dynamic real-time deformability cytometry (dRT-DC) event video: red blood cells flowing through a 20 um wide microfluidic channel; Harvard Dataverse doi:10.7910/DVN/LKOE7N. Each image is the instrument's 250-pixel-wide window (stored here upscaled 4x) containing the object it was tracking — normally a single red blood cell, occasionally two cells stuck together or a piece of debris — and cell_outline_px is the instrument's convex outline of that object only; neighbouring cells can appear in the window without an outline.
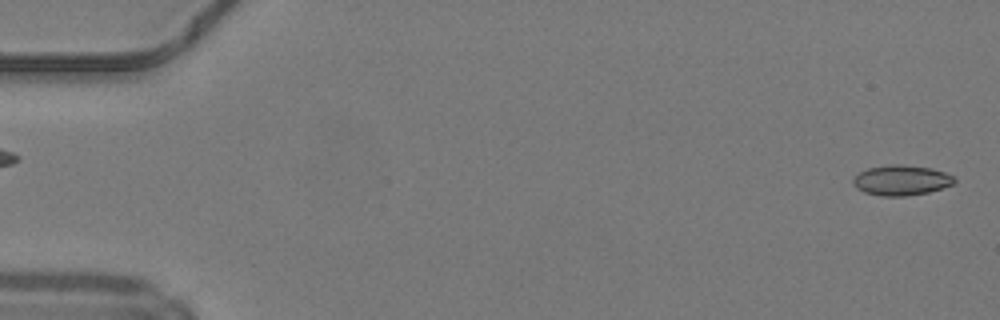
{"species": "common noctule bat (a hibernating species)", "species_latin": "Nyctalus noctula", "temperature_condition": "warm", "stored_images_in_passage": 44, "camera_frame_rate_fps": 3000, "um_per_image_px": 0.085, "animal": {"sex": "male", "body_mass_g": 19.2, "forearm_length_mm": 51.8}, "frame": {"image": 1, "passage_image": 1, "time_ms": 0.0, "image_size_px": [1000, 320], "cell_outline_px": [[956, 180], [952, 184], [928, 192], [904, 196], [880, 196], [864, 192], [856, 188], [852, 184], [852, 180], [860, 172], [868, 168], [888, 164], [904, 164], [932, 168], [944, 172], [952, 176]], "centroid_in_image_um": [76.57, 15.31], "position_along_channel_um": 8.4, "area_um2": 17.8}}
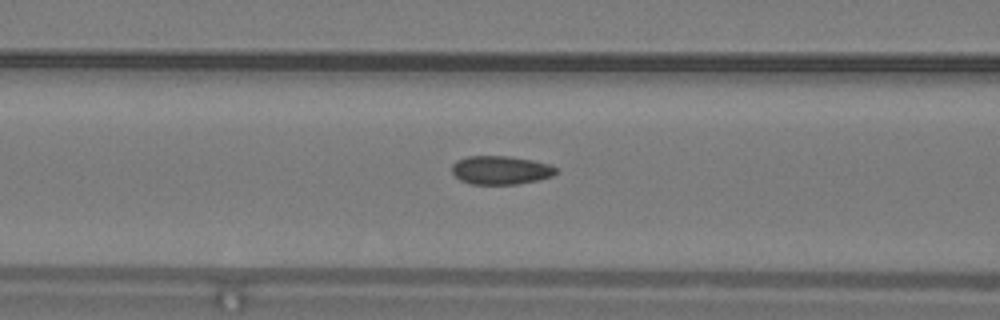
{"frame": {"image": 2, "passage_image": 20, "time_ms": 6.333, "image_size_px": [1000, 320], "cell_outline_px": [[556, 172], [552, 176], [540, 180], [516, 184], [468, 184], [460, 180], [452, 172], [452, 164], [456, 160], [468, 156], [508, 156], [532, 160], [548, 164], [556, 168]], "centroid_in_image_um": [42.53, 14.46], "position_along_channel_um": 124.1, "area_um2": 17.34}}
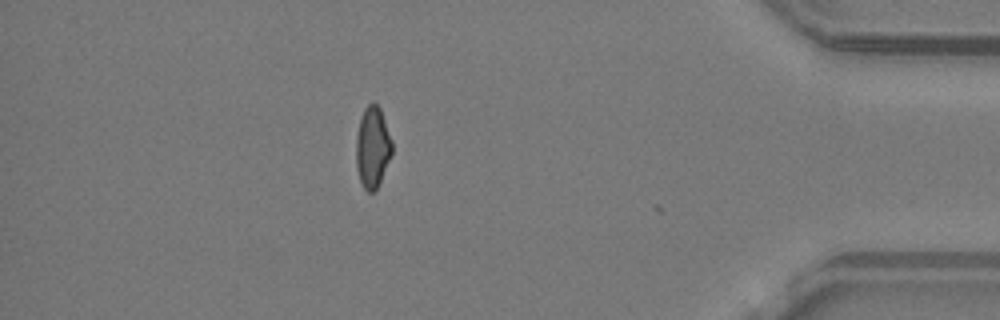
{"frame": {"image": 3, "passage_image": 43, "time_ms": 14.0, "image_size_px": [1000, 320], "cell_outline_px": [[392, 152], [380, 180], [376, 188], [372, 192], [368, 192], [364, 188], [360, 180], [356, 168], [356, 136], [360, 120], [364, 108], [368, 104], [376, 104], [380, 108], [392, 140]], "centroid_in_image_um": [31.65, 12.5], "position_along_channel_um": 403.5, "area_um2": 16.7}, "authors_computed_cell_mechanics": {"area_um2": 17.6868, "velocity_mm_per_s": 4.2208, "shape_relaxation_time_tau1_ms": null, "shape_relaxation_time_tau2_ms": 1.9122, "deformation_change_tau1": null, "deformation_change_tau2": 0.0741}}